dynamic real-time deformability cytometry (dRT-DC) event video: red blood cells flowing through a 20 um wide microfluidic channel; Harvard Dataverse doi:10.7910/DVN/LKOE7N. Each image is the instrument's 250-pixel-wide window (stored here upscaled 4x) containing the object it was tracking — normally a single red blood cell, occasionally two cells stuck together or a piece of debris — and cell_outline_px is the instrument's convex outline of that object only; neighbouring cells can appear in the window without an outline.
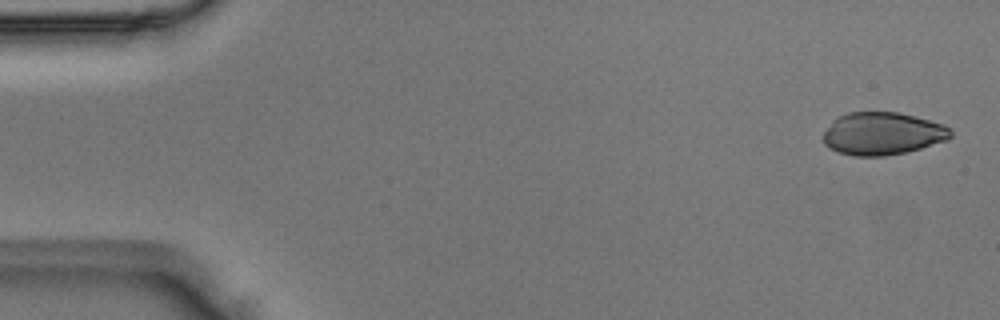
{"species": "Egyptian fruit bat (a non-hibernating species)", "species_latin": "Rousettus aegyptiacus", "temperature_condition": "room temperature", "stored_images_in_passage": 12, "camera_frame_rate_fps": 3000, "um_per_image_px": 0.085, "animal": {"sex": "male"}, "frame": {"image": 1, "passage_image": 2, "time_ms": 0.333, "image_size_px": [1000, 320], "cell_outline_px": [[952, 136], [948, 140], [908, 152], [884, 156], [852, 156], [836, 152], [828, 148], [824, 144], [824, 132], [832, 120], [848, 112], [900, 112], [944, 124], [952, 128]], "centroid_in_image_um": [75.03, 11.36], "position_along_channel_um": 10.0, "area_um2": 32.08}}